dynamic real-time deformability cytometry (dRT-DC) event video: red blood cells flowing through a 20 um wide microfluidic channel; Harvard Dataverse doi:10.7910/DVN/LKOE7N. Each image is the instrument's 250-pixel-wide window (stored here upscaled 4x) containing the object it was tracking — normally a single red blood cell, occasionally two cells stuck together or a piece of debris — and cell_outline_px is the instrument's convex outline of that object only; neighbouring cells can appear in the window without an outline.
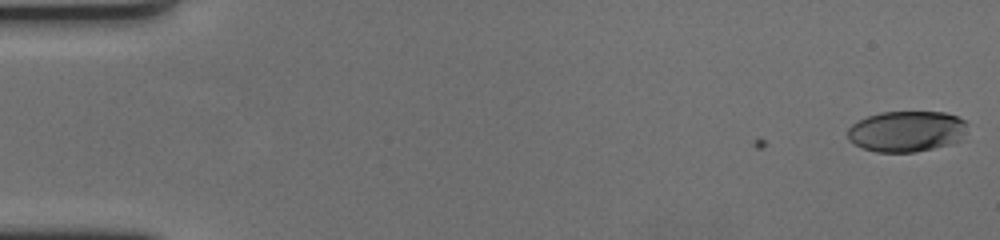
{"species": "human", "species_latin": "Homo sapiens", "temperature_condition": "cold", "stored_images_in_passage": 61, "camera_frame_rate_fps": 3000, "um_per_image_px": 0.085, "donor": {"sex": "female"}, "frame": {"image": 1, "passage_image": 1, "time_ms": 0.0, "image_size_px": [1000, 240], "cell_outline_px": [[968, 124], [960, 140], [952, 144], [916, 152], [876, 152], [864, 148], [848, 140], [848, 128], [852, 124], [868, 116], [880, 112], [944, 112], [956, 116], [964, 120]], "centroid_in_image_um": [77.07, 11.16], "position_along_channel_um": 7.9, "area_um2": 28.5}}
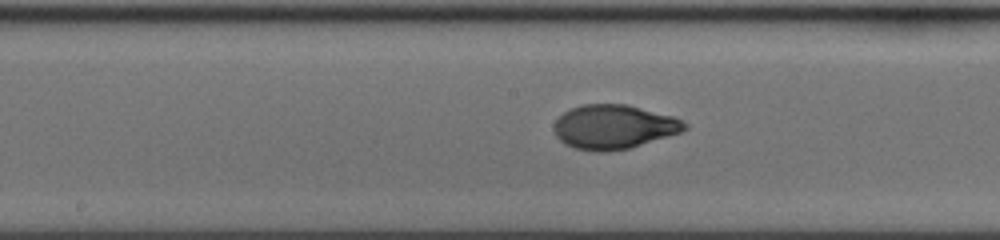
{"frame": {"image": 2, "passage_image": 32, "time_ms": 10.333, "image_size_px": [1000, 240], "cell_outline_px": [[688, 128], [680, 132], [628, 148], [608, 152], [596, 152], [576, 148], [564, 144], [556, 136], [552, 128], [556, 120], [564, 112], [580, 104], [628, 104], [672, 116], [688, 124]], "centroid_in_image_um": [52.13, 10.78], "position_along_channel_um": 196.1, "area_um2": 33.52}}
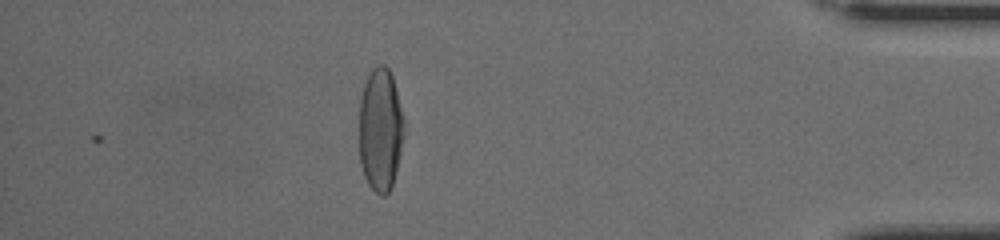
{"frame": {"image": 3, "passage_image": 54, "time_ms": 17.667, "image_size_px": [1000, 240], "cell_outline_px": [[404, 136], [392, 184], [388, 192], [384, 196], [380, 196], [368, 184], [364, 176], [360, 164], [360, 96], [364, 84], [372, 68], [376, 64], [384, 64], [388, 68], [392, 76], [404, 120]], "centroid_in_image_um": [32.32, 11.0], "position_along_channel_um": 402.9, "area_um2": 32.08}, "authors_computed_cell_mechanics": {"area_um2": 32.8304, "velocity_mm_per_s": 3.4116, "shape_relaxation_time_tau1_ms": 4.3595, "shape_relaxation_time_tau2_ms": 0.9331, "deformation_change_tau1": 0.2054, "deformation_change_tau2": 0.0476}}